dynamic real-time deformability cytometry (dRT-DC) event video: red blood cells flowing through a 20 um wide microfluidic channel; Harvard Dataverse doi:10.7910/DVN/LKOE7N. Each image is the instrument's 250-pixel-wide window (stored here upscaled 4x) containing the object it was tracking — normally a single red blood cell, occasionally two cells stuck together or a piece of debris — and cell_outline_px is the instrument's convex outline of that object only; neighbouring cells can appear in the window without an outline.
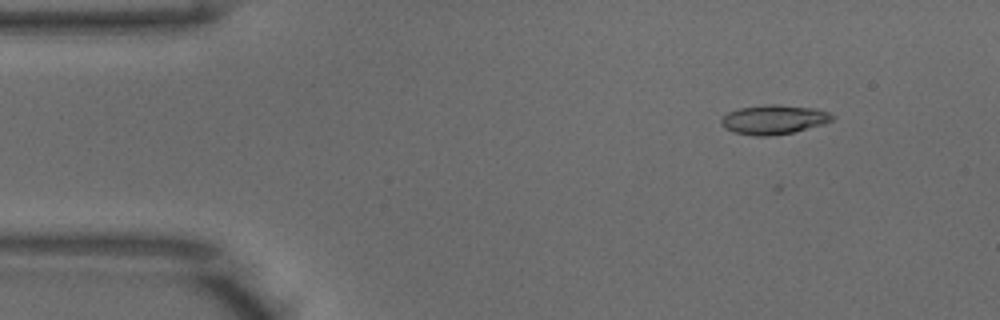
{"species": "common noctule bat (a hibernating species)", "species_latin": "Nyctalus noctula", "temperature_condition": "warm", "stored_images_in_passage": 45, "camera_frame_rate_fps": 3000, "um_per_image_px": 0.085, "animal": {"sex": "male", "body_mass_g": 18.8}, "frame": {"image": 1, "passage_image": 6, "time_ms": 1.667, "image_size_px": [1000, 320], "cell_outline_px": [[836, 116], [832, 120], [824, 124], [792, 132], [768, 136], [756, 136], [736, 132], [724, 128], [720, 124], [720, 120], [728, 112], [740, 108], [768, 104], [776, 104], [816, 108], [828, 112]], "centroid_in_image_um": [65.78, 10.15], "position_along_channel_um": 19.2, "area_um2": 18.9}}
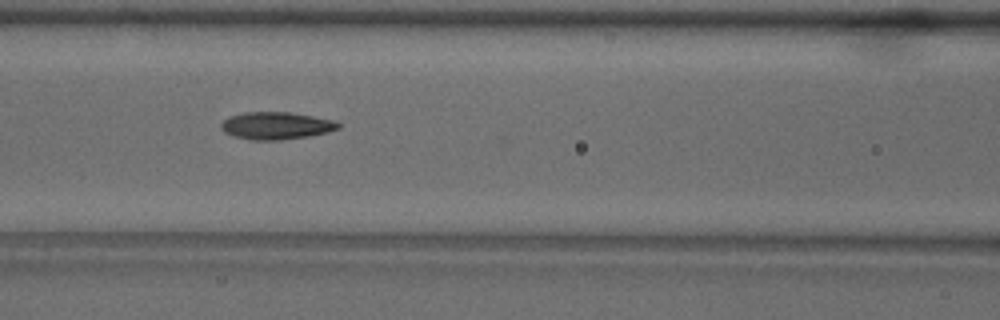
{"frame": {"image": 2, "passage_image": 21, "time_ms": 6.667, "image_size_px": [1000, 320], "cell_outline_px": [[340, 128], [328, 132], [308, 136], [280, 140], [252, 140], [232, 136], [224, 132], [220, 128], [220, 124], [228, 116], [244, 112], [292, 112], [332, 120], [340, 124]], "centroid_in_image_um": [23.43, 10.68], "position_along_channel_um": 143.2, "area_um2": 18.79}}
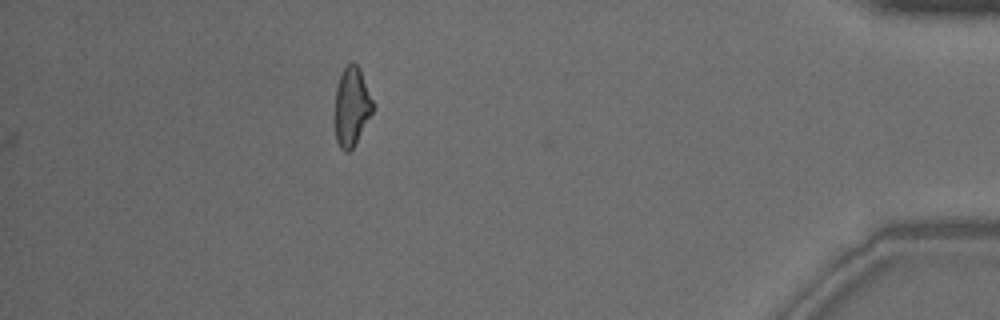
{"frame": {"image": 3, "passage_image": 45, "time_ms": 14.667, "image_size_px": [1000, 320], "cell_outline_px": [[376, 104], [372, 112], [352, 148], [348, 152], [344, 152], [340, 148], [336, 140], [336, 84], [344, 68], [352, 60], [360, 68]], "centroid_in_image_um": [29.92, 9.0], "position_along_channel_um": 405.3, "area_um2": 17.4}, "authors_computed_cell_mechanics": {"area_um2": 18.0914, "velocity_mm_per_s": 3.949, "shape_relaxation_time_tau1_ms": 5.0666, "shape_relaxation_time_tau2_ms": 1.8905, "deformation_change_tau1": 0.1794, "deformation_change_tau2": 0.0893}}